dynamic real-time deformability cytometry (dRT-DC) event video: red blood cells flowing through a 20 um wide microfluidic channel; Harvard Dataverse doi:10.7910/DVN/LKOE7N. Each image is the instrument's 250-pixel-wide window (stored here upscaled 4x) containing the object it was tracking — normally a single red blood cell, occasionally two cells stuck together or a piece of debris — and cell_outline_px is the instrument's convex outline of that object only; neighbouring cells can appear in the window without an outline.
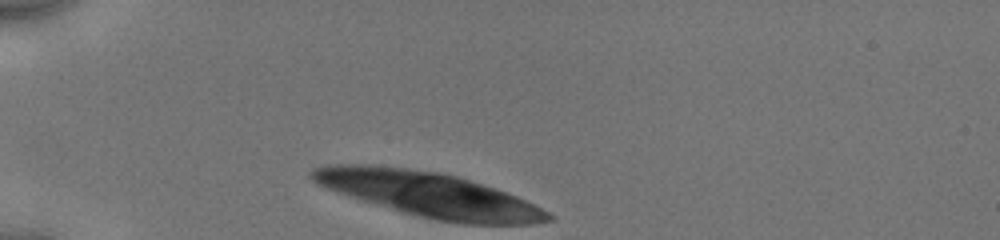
{"species": "human", "species_latin": "Homo sapiens", "temperature_condition": "cold", "stored_images_in_passage": 20, "segment_of_instrument_passage": [1, 2], "camera_frame_rate_fps": 3000, "um_per_image_px": 0.085, "donor": {"sex": "male"}, "frame": {"image": 1, "passage_image": 1, "time_ms": 0.0, "image_size_px": [1000, 240], "cell_outline_px": [[556, 216], [552, 220], [532, 224], [464, 224], [436, 220], [404, 212], [360, 200], [348, 196], [328, 188], [312, 180], [308, 176], [308, 172], [312, 168], [328, 164], [368, 164], [408, 168], [440, 172], [456, 176], [496, 188], [516, 196]], "centroid_in_image_um": [36.44, 16.52], "position_along_channel_um": 48.6, "area_um2": 61.33}}